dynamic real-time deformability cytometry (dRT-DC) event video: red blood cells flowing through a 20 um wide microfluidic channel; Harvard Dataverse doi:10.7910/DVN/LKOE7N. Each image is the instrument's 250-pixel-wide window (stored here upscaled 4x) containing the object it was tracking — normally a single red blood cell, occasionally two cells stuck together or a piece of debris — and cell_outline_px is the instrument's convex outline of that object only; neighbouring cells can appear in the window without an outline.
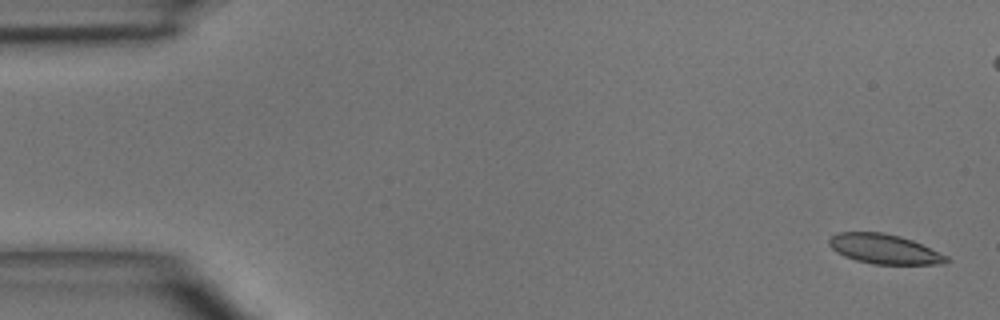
{"species": "common noctule bat (a hibernating species)", "species_latin": "Nyctalus noctula", "temperature_condition": "room temperature", "stored_images_in_passage": 5, "camera_frame_rate_fps": 3000, "um_per_image_px": 0.085, "animal": {"sex": "male", "body_mass_g": 15.6}, "frame": {"image": 1, "passage_image": 1, "time_ms": 0.0, "image_size_px": [1000, 320], "cell_outline_px": [[952, 260], [944, 264], [872, 264], [856, 260], [844, 256], [836, 252], [828, 244], [828, 240], [832, 236], [840, 232], [884, 232], [900, 236], [912, 240], [948, 256]], "centroid_in_image_um": [75.18, 21.17], "position_along_channel_um": 9.8, "area_um2": 20.35}}